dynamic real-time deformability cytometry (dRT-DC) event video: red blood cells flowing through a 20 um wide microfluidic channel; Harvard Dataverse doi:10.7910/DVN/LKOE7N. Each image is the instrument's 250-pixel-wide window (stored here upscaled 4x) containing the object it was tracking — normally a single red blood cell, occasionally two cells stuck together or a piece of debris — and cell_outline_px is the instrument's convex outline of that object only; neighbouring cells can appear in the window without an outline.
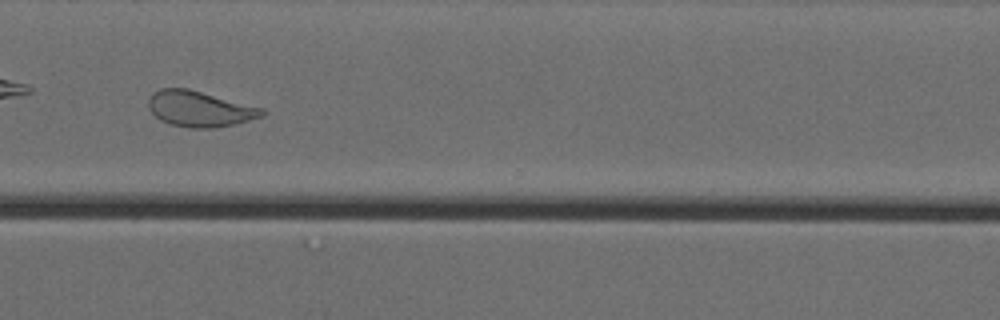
{"species": "Egyptian fruit bat (a non-hibernating species)", "species_latin": "Rousettus aegyptiacus", "temperature_condition": "cold", "stored_images_in_passage": 42, "camera_frame_rate_fps": 3000, "um_per_image_px": 0.085, "animal": {"sex": "female"}, "frame": {"image": 1, "passage_image": 30, "time_ms": 9.667, "image_size_px": [1000, 320], "cell_outline_px": [[264, 116], [236, 124], [212, 128], [188, 128], [172, 124], [160, 120], [148, 108], [148, 100], [160, 88], [188, 88], [264, 108]], "centroid_in_image_um": [17.0, 9.26], "position_along_channel_um": 353.6, "area_um2": 23.58}, "authors_computed_cell_mechanics": {"area_um2": 23.6402, "velocity_mm_per_s": 3.5467, "shape_relaxation_time_tau1_ms": null, "shape_relaxation_time_tau2_ms": 1.1921, "deformation_change_tau1": null, "deformation_change_tau2": 0.0631}}